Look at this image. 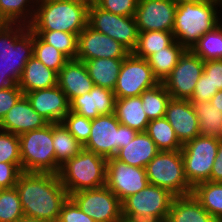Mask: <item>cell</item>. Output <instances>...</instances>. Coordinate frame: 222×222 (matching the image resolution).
Listing matches in <instances>:
<instances>
[{"label":"cell","instance_id":"obj_1","mask_svg":"<svg viewBox=\"0 0 222 222\" xmlns=\"http://www.w3.org/2000/svg\"><path fill=\"white\" fill-rule=\"evenodd\" d=\"M15 188L24 215L46 222L58 221L62 206L70 197L59 175L52 173L22 172Z\"/></svg>","mask_w":222,"mask_h":222},{"label":"cell","instance_id":"obj_2","mask_svg":"<svg viewBox=\"0 0 222 222\" xmlns=\"http://www.w3.org/2000/svg\"><path fill=\"white\" fill-rule=\"evenodd\" d=\"M90 2L86 0H39L30 31H62L79 35L88 25Z\"/></svg>","mask_w":222,"mask_h":222},{"label":"cell","instance_id":"obj_3","mask_svg":"<svg viewBox=\"0 0 222 222\" xmlns=\"http://www.w3.org/2000/svg\"><path fill=\"white\" fill-rule=\"evenodd\" d=\"M218 7L222 8L221 0L178 4L172 31L174 39L191 50L203 35L222 22Z\"/></svg>","mask_w":222,"mask_h":222},{"label":"cell","instance_id":"obj_4","mask_svg":"<svg viewBox=\"0 0 222 222\" xmlns=\"http://www.w3.org/2000/svg\"><path fill=\"white\" fill-rule=\"evenodd\" d=\"M17 82L23 93L57 85L58 74L33 56L16 38L0 64Z\"/></svg>","mask_w":222,"mask_h":222},{"label":"cell","instance_id":"obj_5","mask_svg":"<svg viewBox=\"0 0 222 222\" xmlns=\"http://www.w3.org/2000/svg\"><path fill=\"white\" fill-rule=\"evenodd\" d=\"M106 162V158L83 148L60 167V181L69 195L103 187L106 185Z\"/></svg>","mask_w":222,"mask_h":222},{"label":"cell","instance_id":"obj_6","mask_svg":"<svg viewBox=\"0 0 222 222\" xmlns=\"http://www.w3.org/2000/svg\"><path fill=\"white\" fill-rule=\"evenodd\" d=\"M22 172L56 174L53 123L19 135Z\"/></svg>","mask_w":222,"mask_h":222},{"label":"cell","instance_id":"obj_7","mask_svg":"<svg viewBox=\"0 0 222 222\" xmlns=\"http://www.w3.org/2000/svg\"><path fill=\"white\" fill-rule=\"evenodd\" d=\"M137 133V130L120 124L114 113L100 115L91 120L90 136L83 148L109 159L127 146Z\"/></svg>","mask_w":222,"mask_h":222},{"label":"cell","instance_id":"obj_8","mask_svg":"<svg viewBox=\"0 0 222 222\" xmlns=\"http://www.w3.org/2000/svg\"><path fill=\"white\" fill-rule=\"evenodd\" d=\"M148 183L162 187L175 197L192 194L186 179L181 150L160 151L146 166Z\"/></svg>","mask_w":222,"mask_h":222},{"label":"cell","instance_id":"obj_9","mask_svg":"<svg viewBox=\"0 0 222 222\" xmlns=\"http://www.w3.org/2000/svg\"><path fill=\"white\" fill-rule=\"evenodd\" d=\"M174 198L166 189L148 183L122 202L123 220H167Z\"/></svg>","mask_w":222,"mask_h":222},{"label":"cell","instance_id":"obj_10","mask_svg":"<svg viewBox=\"0 0 222 222\" xmlns=\"http://www.w3.org/2000/svg\"><path fill=\"white\" fill-rule=\"evenodd\" d=\"M219 140L216 137L199 135L182 146L184 172L192 187L210 179Z\"/></svg>","mask_w":222,"mask_h":222},{"label":"cell","instance_id":"obj_11","mask_svg":"<svg viewBox=\"0 0 222 222\" xmlns=\"http://www.w3.org/2000/svg\"><path fill=\"white\" fill-rule=\"evenodd\" d=\"M88 26L121 43L130 52L137 45L139 31L135 17L113 14L92 2L88 11Z\"/></svg>","mask_w":222,"mask_h":222},{"label":"cell","instance_id":"obj_12","mask_svg":"<svg viewBox=\"0 0 222 222\" xmlns=\"http://www.w3.org/2000/svg\"><path fill=\"white\" fill-rule=\"evenodd\" d=\"M77 206L95 222H122V202L105 185L70 194Z\"/></svg>","mask_w":222,"mask_h":222},{"label":"cell","instance_id":"obj_13","mask_svg":"<svg viewBox=\"0 0 222 222\" xmlns=\"http://www.w3.org/2000/svg\"><path fill=\"white\" fill-rule=\"evenodd\" d=\"M158 83L147 59L131 52L123 60L113 92L116 99L136 97Z\"/></svg>","mask_w":222,"mask_h":222},{"label":"cell","instance_id":"obj_14","mask_svg":"<svg viewBox=\"0 0 222 222\" xmlns=\"http://www.w3.org/2000/svg\"><path fill=\"white\" fill-rule=\"evenodd\" d=\"M203 71L204 61L192 50L186 49L177 65L162 83L171 98L190 100Z\"/></svg>","mask_w":222,"mask_h":222},{"label":"cell","instance_id":"obj_15","mask_svg":"<svg viewBox=\"0 0 222 222\" xmlns=\"http://www.w3.org/2000/svg\"><path fill=\"white\" fill-rule=\"evenodd\" d=\"M148 184L145 168L134 167L115 157L106 162V186L123 202Z\"/></svg>","mask_w":222,"mask_h":222},{"label":"cell","instance_id":"obj_16","mask_svg":"<svg viewBox=\"0 0 222 222\" xmlns=\"http://www.w3.org/2000/svg\"><path fill=\"white\" fill-rule=\"evenodd\" d=\"M131 52L109 36L93 30L88 25L78 35L76 60L95 58L125 59Z\"/></svg>","mask_w":222,"mask_h":222},{"label":"cell","instance_id":"obj_17","mask_svg":"<svg viewBox=\"0 0 222 222\" xmlns=\"http://www.w3.org/2000/svg\"><path fill=\"white\" fill-rule=\"evenodd\" d=\"M177 5L171 0H139L135 20L139 32H172Z\"/></svg>","mask_w":222,"mask_h":222},{"label":"cell","instance_id":"obj_18","mask_svg":"<svg viewBox=\"0 0 222 222\" xmlns=\"http://www.w3.org/2000/svg\"><path fill=\"white\" fill-rule=\"evenodd\" d=\"M24 95L32 108L49 123H61L70 111V103L58 85L27 92Z\"/></svg>","mask_w":222,"mask_h":222},{"label":"cell","instance_id":"obj_19","mask_svg":"<svg viewBox=\"0 0 222 222\" xmlns=\"http://www.w3.org/2000/svg\"><path fill=\"white\" fill-rule=\"evenodd\" d=\"M164 117L182 145L200 135L198 117L190 100L171 98Z\"/></svg>","mask_w":222,"mask_h":222},{"label":"cell","instance_id":"obj_20","mask_svg":"<svg viewBox=\"0 0 222 222\" xmlns=\"http://www.w3.org/2000/svg\"><path fill=\"white\" fill-rule=\"evenodd\" d=\"M49 122L39 115L23 95L16 104L4 115L0 122V130L21 135L48 125Z\"/></svg>","mask_w":222,"mask_h":222},{"label":"cell","instance_id":"obj_21","mask_svg":"<svg viewBox=\"0 0 222 222\" xmlns=\"http://www.w3.org/2000/svg\"><path fill=\"white\" fill-rule=\"evenodd\" d=\"M115 100L112 90L94 86L90 92L75 97L70 102V111L93 120L100 115L114 113Z\"/></svg>","mask_w":222,"mask_h":222},{"label":"cell","instance_id":"obj_22","mask_svg":"<svg viewBox=\"0 0 222 222\" xmlns=\"http://www.w3.org/2000/svg\"><path fill=\"white\" fill-rule=\"evenodd\" d=\"M57 85L65 93L69 103L94 87L85 63L76 59L69 60L59 71Z\"/></svg>","mask_w":222,"mask_h":222},{"label":"cell","instance_id":"obj_23","mask_svg":"<svg viewBox=\"0 0 222 222\" xmlns=\"http://www.w3.org/2000/svg\"><path fill=\"white\" fill-rule=\"evenodd\" d=\"M16 39L46 67L57 74L69 59L52 45L45 43L38 35L27 27L16 32Z\"/></svg>","mask_w":222,"mask_h":222},{"label":"cell","instance_id":"obj_24","mask_svg":"<svg viewBox=\"0 0 222 222\" xmlns=\"http://www.w3.org/2000/svg\"><path fill=\"white\" fill-rule=\"evenodd\" d=\"M160 152L146 132H138L127 146L120 148L115 158L134 167L145 166Z\"/></svg>","mask_w":222,"mask_h":222},{"label":"cell","instance_id":"obj_25","mask_svg":"<svg viewBox=\"0 0 222 222\" xmlns=\"http://www.w3.org/2000/svg\"><path fill=\"white\" fill-rule=\"evenodd\" d=\"M167 222H218L210 215L193 194L175 197Z\"/></svg>","mask_w":222,"mask_h":222},{"label":"cell","instance_id":"obj_26","mask_svg":"<svg viewBox=\"0 0 222 222\" xmlns=\"http://www.w3.org/2000/svg\"><path fill=\"white\" fill-rule=\"evenodd\" d=\"M39 0H0V16L15 31L27 27Z\"/></svg>","mask_w":222,"mask_h":222},{"label":"cell","instance_id":"obj_27","mask_svg":"<svg viewBox=\"0 0 222 222\" xmlns=\"http://www.w3.org/2000/svg\"><path fill=\"white\" fill-rule=\"evenodd\" d=\"M114 114L120 124L138 132H146L150 122L143 110L140 96L116 99Z\"/></svg>","mask_w":222,"mask_h":222},{"label":"cell","instance_id":"obj_28","mask_svg":"<svg viewBox=\"0 0 222 222\" xmlns=\"http://www.w3.org/2000/svg\"><path fill=\"white\" fill-rule=\"evenodd\" d=\"M124 59L95 58L83 61L94 86L114 90Z\"/></svg>","mask_w":222,"mask_h":222},{"label":"cell","instance_id":"obj_29","mask_svg":"<svg viewBox=\"0 0 222 222\" xmlns=\"http://www.w3.org/2000/svg\"><path fill=\"white\" fill-rule=\"evenodd\" d=\"M185 50L180 43L174 40L164 50H160L147 58L153 75L159 83H162L169 76Z\"/></svg>","mask_w":222,"mask_h":222},{"label":"cell","instance_id":"obj_30","mask_svg":"<svg viewBox=\"0 0 222 222\" xmlns=\"http://www.w3.org/2000/svg\"><path fill=\"white\" fill-rule=\"evenodd\" d=\"M53 147L56 158V174L60 167L76 156L83 145L64 127L62 123H53Z\"/></svg>","mask_w":222,"mask_h":222},{"label":"cell","instance_id":"obj_31","mask_svg":"<svg viewBox=\"0 0 222 222\" xmlns=\"http://www.w3.org/2000/svg\"><path fill=\"white\" fill-rule=\"evenodd\" d=\"M192 194L218 222H222V182L204 181L193 187Z\"/></svg>","mask_w":222,"mask_h":222},{"label":"cell","instance_id":"obj_32","mask_svg":"<svg viewBox=\"0 0 222 222\" xmlns=\"http://www.w3.org/2000/svg\"><path fill=\"white\" fill-rule=\"evenodd\" d=\"M199 121V134L221 139L222 112L210 101H190Z\"/></svg>","mask_w":222,"mask_h":222},{"label":"cell","instance_id":"obj_33","mask_svg":"<svg viewBox=\"0 0 222 222\" xmlns=\"http://www.w3.org/2000/svg\"><path fill=\"white\" fill-rule=\"evenodd\" d=\"M146 133L154 141L160 151H176L182 149V144L175 131L165 117L150 120Z\"/></svg>","mask_w":222,"mask_h":222},{"label":"cell","instance_id":"obj_34","mask_svg":"<svg viewBox=\"0 0 222 222\" xmlns=\"http://www.w3.org/2000/svg\"><path fill=\"white\" fill-rule=\"evenodd\" d=\"M174 40L172 32H139L137 45L132 53L140 58L147 59L152 54L164 50V48L168 47Z\"/></svg>","mask_w":222,"mask_h":222},{"label":"cell","instance_id":"obj_35","mask_svg":"<svg viewBox=\"0 0 222 222\" xmlns=\"http://www.w3.org/2000/svg\"><path fill=\"white\" fill-rule=\"evenodd\" d=\"M142 107L149 120L165 116L166 106L171 99L163 83L145 90L140 94Z\"/></svg>","mask_w":222,"mask_h":222},{"label":"cell","instance_id":"obj_36","mask_svg":"<svg viewBox=\"0 0 222 222\" xmlns=\"http://www.w3.org/2000/svg\"><path fill=\"white\" fill-rule=\"evenodd\" d=\"M191 50L204 62L222 59V22L203 35Z\"/></svg>","mask_w":222,"mask_h":222},{"label":"cell","instance_id":"obj_37","mask_svg":"<svg viewBox=\"0 0 222 222\" xmlns=\"http://www.w3.org/2000/svg\"><path fill=\"white\" fill-rule=\"evenodd\" d=\"M45 43L62 52L69 60L76 59L78 35L62 31H31Z\"/></svg>","mask_w":222,"mask_h":222},{"label":"cell","instance_id":"obj_38","mask_svg":"<svg viewBox=\"0 0 222 222\" xmlns=\"http://www.w3.org/2000/svg\"><path fill=\"white\" fill-rule=\"evenodd\" d=\"M23 95L17 82L0 65V122Z\"/></svg>","mask_w":222,"mask_h":222},{"label":"cell","instance_id":"obj_39","mask_svg":"<svg viewBox=\"0 0 222 222\" xmlns=\"http://www.w3.org/2000/svg\"><path fill=\"white\" fill-rule=\"evenodd\" d=\"M23 216L16 188L0 189V222H16Z\"/></svg>","mask_w":222,"mask_h":222},{"label":"cell","instance_id":"obj_40","mask_svg":"<svg viewBox=\"0 0 222 222\" xmlns=\"http://www.w3.org/2000/svg\"><path fill=\"white\" fill-rule=\"evenodd\" d=\"M64 127L84 146L91 132V120L69 111L61 122Z\"/></svg>","mask_w":222,"mask_h":222},{"label":"cell","instance_id":"obj_41","mask_svg":"<svg viewBox=\"0 0 222 222\" xmlns=\"http://www.w3.org/2000/svg\"><path fill=\"white\" fill-rule=\"evenodd\" d=\"M0 162L22 163L19 135L0 130Z\"/></svg>","mask_w":222,"mask_h":222},{"label":"cell","instance_id":"obj_42","mask_svg":"<svg viewBox=\"0 0 222 222\" xmlns=\"http://www.w3.org/2000/svg\"><path fill=\"white\" fill-rule=\"evenodd\" d=\"M139 0H95L101 9L120 16L134 17Z\"/></svg>","mask_w":222,"mask_h":222},{"label":"cell","instance_id":"obj_43","mask_svg":"<svg viewBox=\"0 0 222 222\" xmlns=\"http://www.w3.org/2000/svg\"><path fill=\"white\" fill-rule=\"evenodd\" d=\"M57 222H95L69 197L63 204Z\"/></svg>","mask_w":222,"mask_h":222},{"label":"cell","instance_id":"obj_44","mask_svg":"<svg viewBox=\"0 0 222 222\" xmlns=\"http://www.w3.org/2000/svg\"><path fill=\"white\" fill-rule=\"evenodd\" d=\"M22 173V163L0 162V189L14 188Z\"/></svg>","mask_w":222,"mask_h":222},{"label":"cell","instance_id":"obj_45","mask_svg":"<svg viewBox=\"0 0 222 222\" xmlns=\"http://www.w3.org/2000/svg\"><path fill=\"white\" fill-rule=\"evenodd\" d=\"M218 91V88H213L208 79V75L203 73L195 85L194 93L190 101H210Z\"/></svg>","mask_w":222,"mask_h":222},{"label":"cell","instance_id":"obj_46","mask_svg":"<svg viewBox=\"0 0 222 222\" xmlns=\"http://www.w3.org/2000/svg\"><path fill=\"white\" fill-rule=\"evenodd\" d=\"M203 73L208 75L213 88L222 90V59L205 61Z\"/></svg>","mask_w":222,"mask_h":222},{"label":"cell","instance_id":"obj_47","mask_svg":"<svg viewBox=\"0 0 222 222\" xmlns=\"http://www.w3.org/2000/svg\"><path fill=\"white\" fill-rule=\"evenodd\" d=\"M16 38V32L0 16V64L5 60L10 43Z\"/></svg>","mask_w":222,"mask_h":222},{"label":"cell","instance_id":"obj_48","mask_svg":"<svg viewBox=\"0 0 222 222\" xmlns=\"http://www.w3.org/2000/svg\"><path fill=\"white\" fill-rule=\"evenodd\" d=\"M211 182H222V138L219 140L217 156L211 169L210 179Z\"/></svg>","mask_w":222,"mask_h":222},{"label":"cell","instance_id":"obj_49","mask_svg":"<svg viewBox=\"0 0 222 222\" xmlns=\"http://www.w3.org/2000/svg\"><path fill=\"white\" fill-rule=\"evenodd\" d=\"M210 103L222 112V90H219L210 100Z\"/></svg>","mask_w":222,"mask_h":222},{"label":"cell","instance_id":"obj_50","mask_svg":"<svg viewBox=\"0 0 222 222\" xmlns=\"http://www.w3.org/2000/svg\"><path fill=\"white\" fill-rule=\"evenodd\" d=\"M16 222H46V221L24 215L23 217L18 219Z\"/></svg>","mask_w":222,"mask_h":222},{"label":"cell","instance_id":"obj_51","mask_svg":"<svg viewBox=\"0 0 222 222\" xmlns=\"http://www.w3.org/2000/svg\"><path fill=\"white\" fill-rule=\"evenodd\" d=\"M171 1H173L176 5H178L182 3H199L208 0H171Z\"/></svg>","mask_w":222,"mask_h":222},{"label":"cell","instance_id":"obj_52","mask_svg":"<svg viewBox=\"0 0 222 222\" xmlns=\"http://www.w3.org/2000/svg\"><path fill=\"white\" fill-rule=\"evenodd\" d=\"M122 222H167V220H144V221L123 220Z\"/></svg>","mask_w":222,"mask_h":222},{"label":"cell","instance_id":"obj_53","mask_svg":"<svg viewBox=\"0 0 222 222\" xmlns=\"http://www.w3.org/2000/svg\"><path fill=\"white\" fill-rule=\"evenodd\" d=\"M86 1H88V2L92 3V2H94L95 0H86Z\"/></svg>","mask_w":222,"mask_h":222}]
</instances>
